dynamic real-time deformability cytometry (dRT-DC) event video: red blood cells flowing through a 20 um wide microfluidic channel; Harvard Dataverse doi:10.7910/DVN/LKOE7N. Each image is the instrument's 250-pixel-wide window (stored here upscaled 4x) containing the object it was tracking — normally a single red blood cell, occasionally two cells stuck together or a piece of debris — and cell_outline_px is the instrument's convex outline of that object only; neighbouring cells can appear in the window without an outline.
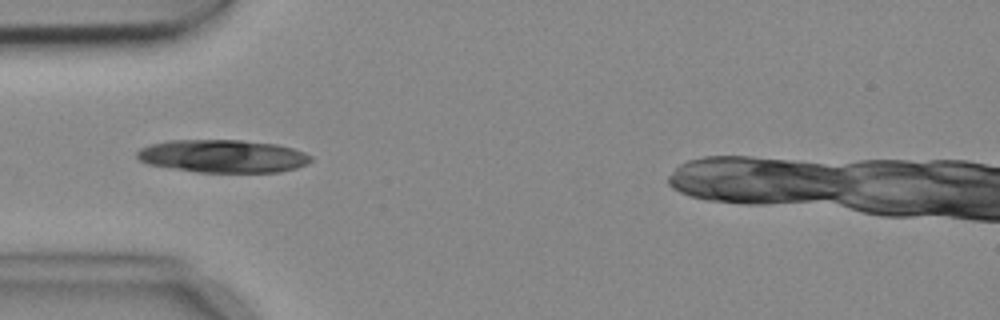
{"species": "common noctule bat (a hibernating species)", "species_latin": "Nyctalus noctula", "temperature_condition": "cold", "stored_images_in_passage": 8, "camera_frame_rate_fps": 3000, "um_per_image_px": 0.085, "animal": {"sex": "female", "body_mass_g": 18.4}, "frame": {"image": 1, "passage_image": 3, "time_ms": 0.667, "image_size_px": [1000, 320], "cell_outline_px": [[312, 160], [296, 168], [280, 172], [196, 172], [148, 164], [140, 160], [136, 156], [136, 152], [140, 148], [152, 144], [172, 140], [240, 140], [276, 144], [292, 148], [304, 152], [312, 156]], "centroid_in_image_um": [18.94, 13.27], "position_along_channel_um": 66.1, "area_um2": 33.18}}
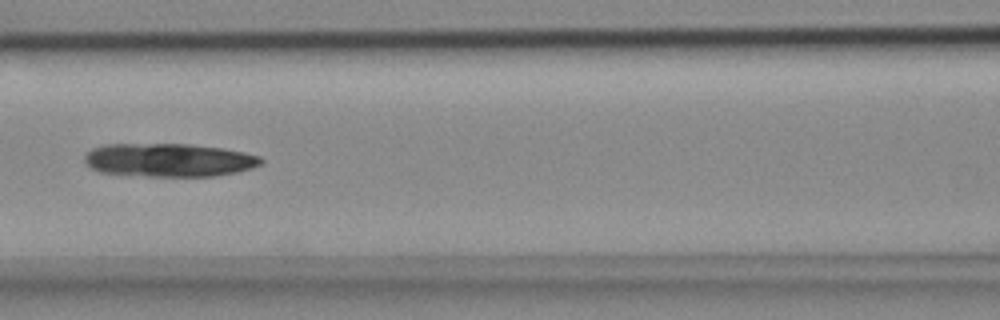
{"frame": {"image": 2, "passage_image": 5, "time_ms": 1.333, "image_size_px": [1000, 320], "cell_outline_px": [[264, 160], [260, 164], [252, 168], [236, 172], [216, 176], [148, 176], [100, 172], [92, 168], [84, 160], [84, 156], [92, 148], [104, 144], [188, 144], [220, 148], [244, 152], [260, 156]], "centroid_in_image_um": [14.36, 13.6], "position_along_channel_um": 152.2, "area_um2": 34.22}}
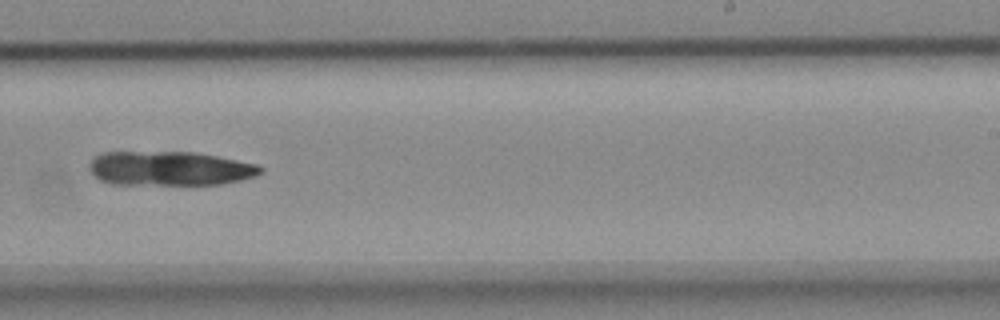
{"frame": {"image": 3, "passage_image": 8, "time_ms": 2.333, "image_size_px": [1000, 320], "cell_outline_px": [[264, 168], [256, 176], [240, 180], [220, 184], [112, 184], [100, 180], [88, 168], [88, 164], [96, 156], [104, 152], [196, 152], [256, 164]], "centroid_in_image_um": [14.42, 14.32], "position_along_channel_um": 274.6, "area_um2": 33.99}}